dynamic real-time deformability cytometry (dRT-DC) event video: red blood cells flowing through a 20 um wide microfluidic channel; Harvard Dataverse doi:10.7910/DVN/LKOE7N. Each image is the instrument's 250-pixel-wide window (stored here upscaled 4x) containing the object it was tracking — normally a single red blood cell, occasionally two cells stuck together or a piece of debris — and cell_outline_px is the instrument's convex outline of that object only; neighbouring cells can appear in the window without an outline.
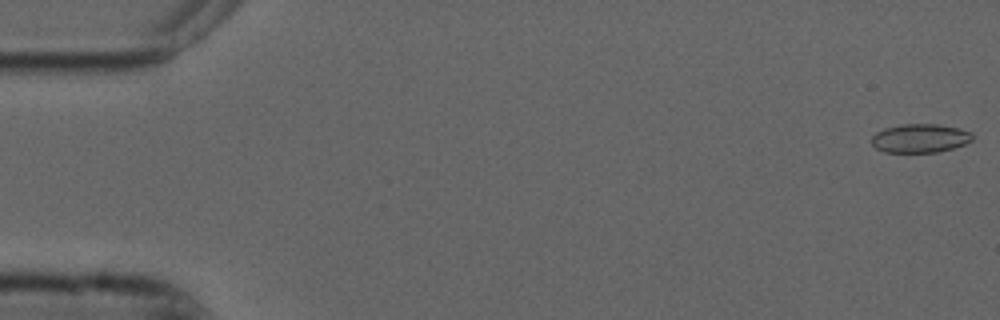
{"species": "common noctule bat (a hibernating species)", "species_latin": "Nyctalus noctula", "temperature_condition": "cold", "stored_images_in_passage": 53, "camera_frame_rate_fps": 3000, "um_per_image_px": 0.085, "animal": {"sex": "male", "forearm_length_mm": 52.5}, "frame": {"image": 1, "passage_image": 1, "time_ms": 0.0, "image_size_px": [1000, 320], "cell_outline_px": [[964, 132], [960, 144], [948, 148], [928, 152], [892, 152], [884, 148], [884, 132], [892, 128], [952, 128]], "centroid_in_image_um": [78.3, 11.85], "position_along_channel_um": 6.7, "area_um2": 12.25}}
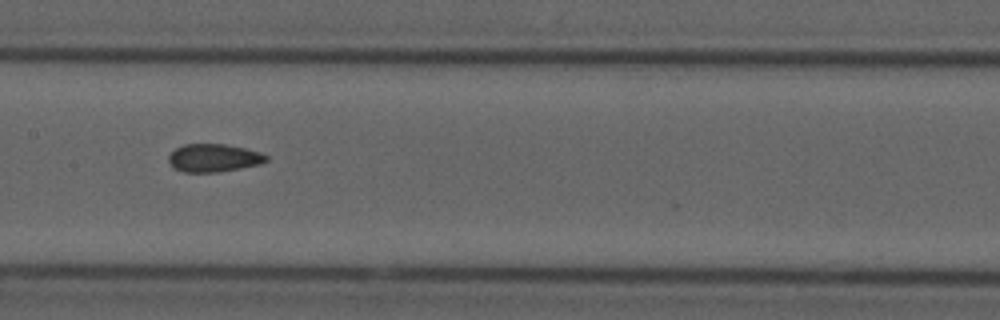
{"frame": {"image": 2, "passage_image": 27, "time_ms": 8.667, "image_size_px": [1000, 320], "cell_outline_px": [[264, 160], [252, 164], [228, 168], [180, 168], [172, 164], [172, 152], [180, 148], [196, 144], [208, 144], [236, 148], [252, 152], [264, 156]], "centroid_in_image_um": [18.12, 13.35], "position_along_channel_um": 189.3, "area_um2": 12.43}}
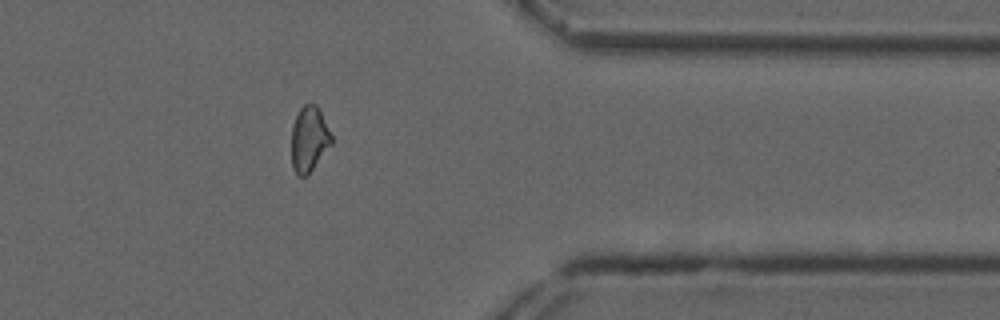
{"frame": {"image": 3, "passage_image": 44, "time_ms": 14.333, "image_size_px": [1000, 320], "cell_outline_px": [[332, 140], [308, 172], [296, 172], [292, 160], [292, 132], [296, 120], [300, 112], [304, 108], [316, 108], [332, 136]], "centroid_in_image_um": [26.26, 11.85], "position_along_channel_um": 385.1, "area_um2": 13.12}, "authors_computed_cell_mechanics": {"area_um2": 12.7738, "velocity_mm_per_s": 3.7405, "shape_relaxation_time_tau1_ms": null, "shape_relaxation_time_tau2_ms": 1.8489, "deformation_change_tau1": null, "deformation_change_tau2": 0.0712}}